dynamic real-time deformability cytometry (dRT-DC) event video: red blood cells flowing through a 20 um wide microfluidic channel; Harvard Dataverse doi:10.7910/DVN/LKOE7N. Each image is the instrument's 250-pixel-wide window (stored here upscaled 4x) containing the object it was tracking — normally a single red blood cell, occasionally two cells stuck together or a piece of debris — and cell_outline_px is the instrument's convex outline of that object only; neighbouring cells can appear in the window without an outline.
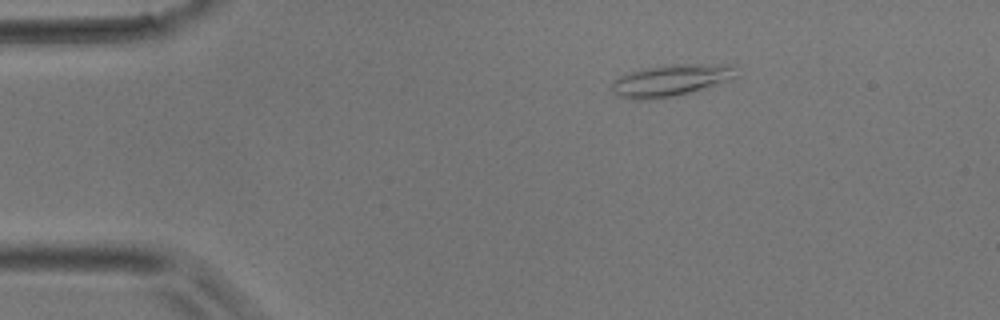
{"species": "common noctule bat (a hibernating species)", "species_latin": "Nyctalus noctula", "temperature_condition": "room temperature", "stored_images_in_passage": 2, "camera_frame_rate_fps": 3000, "um_per_image_px": 0.085, "animal": {"sex": "male", "body_mass_g": 17.9}, "frame": {"image": 1, "passage_image": 2, "time_ms": 0.333, "image_size_px": [1000, 320], "cell_outline_px": [[736, 76], [688, 92], [672, 96], [648, 100], [644, 100], [620, 96], [612, 92], [612, 80], [620, 76], [644, 68], [668, 64], [736, 64]], "centroid_in_image_um": [56.98, 6.8], "position_along_channel_um": 28.0, "area_um2": 22.43}}